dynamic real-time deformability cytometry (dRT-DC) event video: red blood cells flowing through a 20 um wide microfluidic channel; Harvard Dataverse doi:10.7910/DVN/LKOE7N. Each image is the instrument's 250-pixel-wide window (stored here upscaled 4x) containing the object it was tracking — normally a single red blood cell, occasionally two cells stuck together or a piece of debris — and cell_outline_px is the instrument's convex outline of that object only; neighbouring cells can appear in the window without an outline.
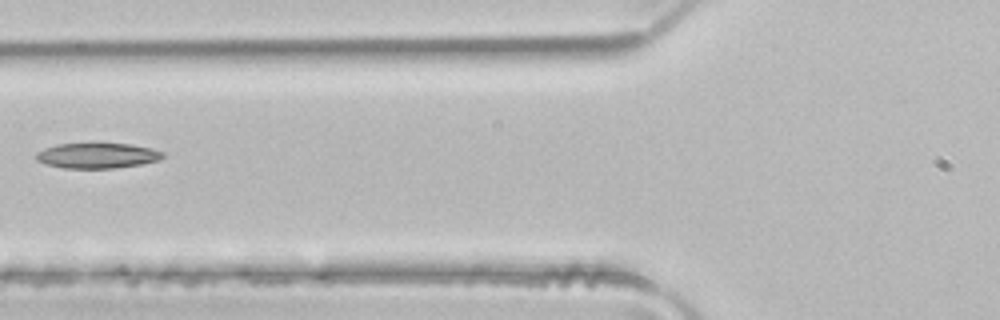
{"species": "common noctule bat (a hibernating species)", "species_latin": "Nyctalus noctula", "temperature_condition": "room temperature", "stored_images_in_passage": 4, "camera_frame_rate_fps": 3000, "um_per_image_px": 0.085, "animal": {"sex": "male", "body_mass_g": 21.5, "forearm_length_mm": 52.0}, "frame": {"image": 1, "passage_image": 4, "time_ms": 1.0, "image_size_px": [1000, 320], "cell_outline_px": [[164, 156], [160, 160], [140, 164], [112, 168], [64, 168], [44, 164], [36, 160], [36, 152], [44, 148], [56, 144], [92, 140], [132, 144], [152, 148], [164, 152]], "centroid_in_image_um": [8.24, 13.16], "position_along_channel_um": 117.6, "area_um2": 19.77}}